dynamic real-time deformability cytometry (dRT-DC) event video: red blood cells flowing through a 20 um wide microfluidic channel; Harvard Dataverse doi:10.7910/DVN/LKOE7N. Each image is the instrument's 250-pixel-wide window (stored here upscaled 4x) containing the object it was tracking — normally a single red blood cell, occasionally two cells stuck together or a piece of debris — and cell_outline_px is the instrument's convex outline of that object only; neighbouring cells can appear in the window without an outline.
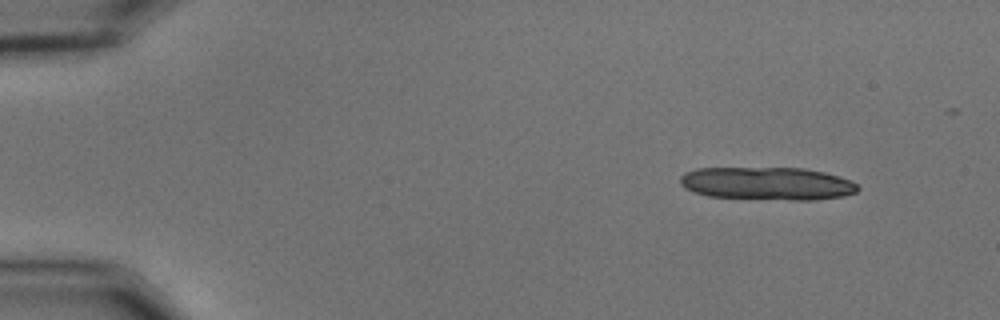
{"species": "common noctule bat (a hibernating species)", "species_latin": "Nyctalus noctula", "temperature_condition": "cold", "stored_images_in_passage": 12, "camera_frame_rate_fps": 3000, "um_per_image_px": 0.085, "animal": {"sex": "male", "body_mass_g": 15.6}, "frame": {"image": 1, "passage_image": 1, "time_ms": 0.0, "image_size_px": [1000, 320], "cell_outline_px": [[860, 188], [856, 192], [844, 196], [812, 200], [792, 200], [708, 196], [692, 192], [684, 188], [680, 184], [680, 176], [684, 172], [696, 168], [804, 168], [824, 172], [840, 176], [852, 180]], "centroid_in_image_um": [65.21, 15.59], "position_along_channel_um": 19.8, "area_um2": 34.33}}